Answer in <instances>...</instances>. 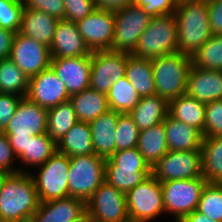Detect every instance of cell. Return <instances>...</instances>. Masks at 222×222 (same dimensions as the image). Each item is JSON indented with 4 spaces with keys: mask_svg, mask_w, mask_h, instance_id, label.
Wrapping results in <instances>:
<instances>
[{
    "mask_svg": "<svg viewBox=\"0 0 222 222\" xmlns=\"http://www.w3.org/2000/svg\"><path fill=\"white\" fill-rule=\"evenodd\" d=\"M39 203L29 171L8 174L0 191V218L3 222L31 218Z\"/></svg>",
    "mask_w": 222,
    "mask_h": 222,
    "instance_id": "6da1fadb",
    "label": "cell"
},
{
    "mask_svg": "<svg viewBox=\"0 0 222 222\" xmlns=\"http://www.w3.org/2000/svg\"><path fill=\"white\" fill-rule=\"evenodd\" d=\"M178 51L192 57L211 38L207 0L176 4Z\"/></svg>",
    "mask_w": 222,
    "mask_h": 222,
    "instance_id": "7a4b0ae2",
    "label": "cell"
},
{
    "mask_svg": "<svg viewBox=\"0 0 222 222\" xmlns=\"http://www.w3.org/2000/svg\"><path fill=\"white\" fill-rule=\"evenodd\" d=\"M156 94L168 103L185 95L192 57L175 52L151 59Z\"/></svg>",
    "mask_w": 222,
    "mask_h": 222,
    "instance_id": "3957f363",
    "label": "cell"
},
{
    "mask_svg": "<svg viewBox=\"0 0 222 222\" xmlns=\"http://www.w3.org/2000/svg\"><path fill=\"white\" fill-rule=\"evenodd\" d=\"M47 109L23 97L3 133L9 138L17 159L26 152L33 136L47 134Z\"/></svg>",
    "mask_w": 222,
    "mask_h": 222,
    "instance_id": "277c9868",
    "label": "cell"
},
{
    "mask_svg": "<svg viewBox=\"0 0 222 222\" xmlns=\"http://www.w3.org/2000/svg\"><path fill=\"white\" fill-rule=\"evenodd\" d=\"M151 175L137 147L116 151L105 160V181L125 194Z\"/></svg>",
    "mask_w": 222,
    "mask_h": 222,
    "instance_id": "5b68a950",
    "label": "cell"
},
{
    "mask_svg": "<svg viewBox=\"0 0 222 222\" xmlns=\"http://www.w3.org/2000/svg\"><path fill=\"white\" fill-rule=\"evenodd\" d=\"M178 52V31L174 13L152 17L132 55L152 59Z\"/></svg>",
    "mask_w": 222,
    "mask_h": 222,
    "instance_id": "8992f818",
    "label": "cell"
},
{
    "mask_svg": "<svg viewBox=\"0 0 222 222\" xmlns=\"http://www.w3.org/2000/svg\"><path fill=\"white\" fill-rule=\"evenodd\" d=\"M105 160L96 154L69 157V196L87 202L105 181Z\"/></svg>",
    "mask_w": 222,
    "mask_h": 222,
    "instance_id": "52a82bcc",
    "label": "cell"
},
{
    "mask_svg": "<svg viewBox=\"0 0 222 222\" xmlns=\"http://www.w3.org/2000/svg\"><path fill=\"white\" fill-rule=\"evenodd\" d=\"M206 183L204 177L161 182L165 214L170 213L179 222L197 210Z\"/></svg>",
    "mask_w": 222,
    "mask_h": 222,
    "instance_id": "ba28073f",
    "label": "cell"
},
{
    "mask_svg": "<svg viewBox=\"0 0 222 222\" xmlns=\"http://www.w3.org/2000/svg\"><path fill=\"white\" fill-rule=\"evenodd\" d=\"M36 176L31 174L40 202L69 196V156L56 151L43 165L38 166Z\"/></svg>",
    "mask_w": 222,
    "mask_h": 222,
    "instance_id": "9c48e42d",
    "label": "cell"
},
{
    "mask_svg": "<svg viewBox=\"0 0 222 222\" xmlns=\"http://www.w3.org/2000/svg\"><path fill=\"white\" fill-rule=\"evenodd\" d=\"M125 196L128 217L135 222H150L165 214L162 185L152 174Z\"/></svg>",
    "mask_w": 222,
    "mask_h": 222,
    "instance_id": "30bf717a",
    "label": "cell"
},
{
    "mask_svg": "<svg viewBox=\"0 0 222 222\" xmlns=\"http://www.w3.org/2000/svg\"><path fill=\"white\" fill-rule=\"evenodd\" d=\"M151 18L134 4L114 10L115 29L110 51L132 54Z\"/></svg>",
    "mask_w": 222,
    "mask_h": 222,
    "instance_id": "8fae6325",
    "label": "cell"
},
{
    "mask_svg": "<svg viewBox=\"0 0 222 222\" xmlns=\"http://www.w3.org/2000/svg\"><path fill=\"white\" fill-rule=\"evenodd\" d=\"M151 174L160 182L203 177L201 150L168 151Z\"/></svg>",
    "mask_w": 222,
    "mask_h": 222,
    "instance_id": "7c38bea8",
    "label": "cell"
},
{
    "mask_svg": "<svg viewBox=\"0 0 222 222\" xmlns=\"http://www.w3.org/2000/svg\"><path fill=\"white\" fill-rule=\"evenodd\" d=\"M86 212L93 222H124L129 219L125 193L106 181L86 202Z\"/></svg>",
    "mask_w": 222,
    "mask_h": 222,
    "instance_id": "4fadbf2b",
    "label": "cell"
},
{
    "mask_svg": "<svg viewBox=\"0 0 222 222\" xmlns=\"http://www.w3.org/2000/svg\"><path fill=\"white\" fill-rule=\"evenodd\" d=\"M129 55L126 52L110 50L93 51L89 88L107 94L111 86L125 76Z\"/></svg>",
    "mask_w": 222,
    "mask_h": 222,
    "instance_id": "5bb4252c",
    "label": "cell"
},
{
    "mask_svg": "<svg viewBox=\"0 0 222 222\" xmlns=\"http://www.w3.org/2000/svg\"><path fill=\"white\" fill-rule=\"evenodd\" d=\"M75 24L91 52L111 49L115 29L114 11L97 8Z\"/></svg>",
    "mask_w": 222,
    "mask_h": 222,
    "instance_id": "9a60e30c",
    "label": "cell"
},
{
    "mask_svg": "<svg viewBox=\"0 0 222 222\" xmlns=\"http://www.w3.org/2000/svg\"><path fill=\"white\" fill-rule=\"evenodd\" d=\"M10 59L29 78L50 67V49L20 32L15 34Z\"/></svg>",
    "mask_w": 222,
    "mask_h": 222,
    "instance_id": "2e32d148",
    "label": "cell"
},
{
    "mask_svg": "<svg viewBox=\"0 0 222 222\" xmlns=\"http://www.w3.org/2000/svg\"><path fill=\"white\" fill-rule=\"evenodd\" d=\"M25 97L48 110L68 101L70 95L65 84L58 78L53 69L49 67L30 78Z\"/></svg>",
    "mask_w": 222,
    "mask_h": 222,
    "instance_id": "e0dca14e",
    "label": "cell"
},
{
    "mask_svg": "<svg viewBox=\"0 0 222 222\" xmlns=\"http://www.w3.org/2000/svg\"><path fill=\"white\" fill-rule=\"evenodd\" d=\"M50 67L65 84L70 96L89 88L91 55L51 58Z\"/></svg>",
    "mask_w": 222,
    "mask_h": 222,
    "instance_id": "ac0fdd59",
    "label": "cell"
},
{
    "mask_svg": "<svg viewBox=\"0 0 222 222\" xmlns=\"http://www.w3.org/2000/svg\"><path fill=\"white\" fill-rule=\"evenodd\" d=\"M51 58H69L91 55L75 22L59 20L49 47Z\"/></svg>",
    "mask_w": 222,
    "mask_h": 222,
    "instance_id": "d6986e66",
    "label": "cell"
},
{
    "mask_svg": "<svg viewBox=\"0 0 222 222\" xmlns=\"http://www.w3.org/2000/svg\"><path fill=\"white\" fill-rule=\"evenodd\" d=\"M186 94L205 104L222 100V70L201 69L192 64Z\"/></svg>",
    "mask_w": 222,
    "mask_h": 222,
    "instance_id": "ffe728a7",
    "label": "cell"
},
{
    "mask_svg": "<svg viewBox=\"0 0 222 222\" xmlns=\"http://www.w3.org/2000/svg\"><path fill=\"white\" fill-rule=\"evenodd\" d=\"M86 212V202L76 197L40 202L31 216L33 222H72Z\"/></svg>",
    "mask_w": 222,
    "mask_h": 222,
    "instance_id": "44dd1931",
    "label": "cell"
},
{
    "mask_svg": "<svg viewBox=\"0 0 222 222\" xmlns=\"http://www.w3.org/2000/svg\"><path fill=\"white\" fill-rule=\"evenodd\" d=\"M119 113L109 110L89 122L92 146L96 155L107 159L115 153V129Z\"/></svg>",
    "mask_w": 222,
    "mask_h": 222,
    "instance_id": "7402d4cb",
    "label": "cell"
},
{
    "mask_svg": "<svg viewBox=\"0 0 222 222\" xmlns=\"http://www.w3.org/2000/svg\"><path fill=\"white\" fill-rule=\"evenodd\" d=\"M168 151L201 150L203 135L193 126L176 120L169 114L164 119Z\"/></svg>",
    "mask_w": 222,
    "mask_h": 222,
    "instance_id": "603a6c76",
    "label": "cell"
},
{
    "mask_svg": "<svg viewBox=\"0 0 222 222\" xmlns=\"http://www.w3.org/2000/svg\"><path fill=\"white\" fill-rule=\"evenodd\" d=\"M58 22L45 12L23 8L19 32L50 47Z\"/></svg>",
    "mask_w": 222,
    "mask_h": 222,
    "instance_id": "cb8c5ba5",
    "label": "cell"
},
{
    "mask_svg": "<svg viewBox=\"0 0 222 222\" xmlns=\"http://www.w3.org/2000/svg\"><path fill=\"white\" fill-rule=\"evenodd\" d=\"M169 103L159 95L142 97L129 115L139 130H144L164 121Z\"/></svg>",
    "mask_w": 222,
    "mask_h": 222,
    "instance_id": "d4e9b609",
    "label": "cell"
},
{
    "mask_svg": "<svg viewBox=\"0 0 222 222\" xmlns=\"http://www.w3.org/2000/svg\"><path fill=\"white\" fill-rule=\"evenodd\" d=\"M78 121L90 122L110 110L107 94L87 88L70 96Z\"/></svg>",
    "mask_w": 222,
    "mask_h": 222,
    "instance_id": "484cf974",
    "label": "cell"
},
{
    "mask_svg": "<svg viewBox=\"0 0 222 222\" xmlns=\"http://www.w3.org/2000/svg\"><path fill=\"white\" fill-rule=\"evenodd\" d=\"M125 76L140 98L156 95L151 59L130 54L127 58Z\"/></svg>",
    "mask_w": 222,
    "mask_h": 222,
    "instance_id": "4316f807",
    "label": "cell"
},
{
    "mask_svg": "<svg viewBox=\"0 0 222 222\" xmlns=\"http://www.w3.org/2000/svg\"><path fill=\"white\" fill-rule=\"evenodd\" d=\"M57 151L69 157L95 154L89 123L77 121L57 143Z\"/></svg>",
    "mask_w": 222,
    "mask_h": 222,
    "instance_id": "83f0119b",
    "label": "cell"
},
{
    "mask_svg": "<svg viewBox=\"0 0 222 222\" xmlns=\"http://www.w3.org/2000/svg\"><path fill=\"white\" fill-rule=\"evenodd\" d=\"M137 148L150 167H153L168 152L164 121L141 130Z\"/></svg>",
    "mask_w": 222,
    "mask_h": 222,
    "instance_id": "f1b7e54d",
    "label": "cell"
},
{
    "mask_svg": "<svg viewBox=\"0 0 222 222\" xmlns=\"http://www.w3.org/2000/svg\"><path fill=\"white\" fill-rule=\"evenodd\" d=\"M168 114L204 133L205 103L187 94L169 102Z\"/></svg>",
    "mask_w": 222,
    "mask_h": 222,
    "instance_id": "f546056e",
    "label": "cell"
},
{
    "mask_svg": "<svg viewBox=\"0 0 222 222\" xmlns=\"http://www.w3.org/2000/svg\"><path fill=\"white\" fill-rule=\"evenodd\" d=\"M202 171L208 183H222V136L202 139Z\"/></svg>",
    "mask_w": 222,
    "mask_h": 222,
    "instance_id": "4dcf8cb0",
    "label": "cell"
},
{
    "mask_svg": "<svg viewBox=\"0 0 222 222\" xmlns=\"http://www.w3.org/2000/svg\"><path fill=\"white\" fill-rule=\"evenodd\" d=\"M78 121L68 100L47 111V135L57 144Z\"/></svg>",
    "mask_w": 222,
    "mask_h": 222,
    "instance_id": "1f68e13d",
    "label": "cell"
},
{
    "mask_svg": "<svg viewBox=\"0 0 222 222\" xmlns=\"http://www.w3.org/2000/svg\"><path fill=\"white\" fill-rule=\"evenodd\" d=\"M30 78L10 59L0 60V93L25 97Z\"/></svg>",
    "mask_w": 222,
    "mask_h": 222,
    "instance_id": "d6a6232c",
    "label": "cell"
},
{
    "mask_svg": "<svg viewBox=\"0 0 222 222\" xmlns=\"http://www.w3.org/2000/svg\"><path fill=\"white\" fill-rule=\"evenodd\" d=\"M107 99L110 110L120 114H129L138 104L140 96L127 77L123 76L111 86Z\"/></svg>",
    "mask_w": 222,
    "mask_h": 222,
    "instance_id": "836d02e7",
    "label": "cell"
},
{
    "mask_svg": "<svg viewBox=\"0 0 222 222\" xmlns=\"http://www.w3.org/2000/svg\"><path fill=\"white\" fill-rule=\"evenodd\" d=\"M56 151L57 144L47 134H40L28 141L26 152L18 160L27 167H37L43 165Z\"/></svg>",
    "mask_w": 222,
    "mask_h": 222,
    "instance_id": "e575fe53",
    "label": "cell"
},
{
    "mask_svg": "<svg viewBox=\"0 0 222 222\" xmlns=\"http://www.w3.org/2000/svg\"><path fill=\"white\" fill-rule=\"evenodd\" d=\"M192 64L201 69L222 70V34L212 35L192 56Z\"/></svg>",
    "mask_w": 222,
    "mask_h": 222,
    "instance_id": "d590c367",
    "label": "cell"
},
{
    "mask_svg": "<svg viewBox=\"0 0 222 222\" xmlns=\"http://www.w3.org/2000/svg\"><path fill=\"white\" fill-rule=\"evenodd\" d=\"M197 211L214 221L222 222V183H206Z\"/></svg>",
    "mask_w": 222,
    "mask_h": 222,
    "instance_id": "8d00e7d4",
    "label": "cell"
},
{
    "mask_svg": "<svg viewBox=\"0 0 222 222\" xmlns=\"http://www.w3.org/2000/svg\"><path fill=\"white\" fill-rule=\"evenodd\" d=\"M115 133V152L137 147L140 130L129 114L119 113Z\"/></svg>",
    "mask_w": 222,
    "mask_h": 222,
    "instance_id": "74e56055",
    "label": "cell"
},
{
    "mask_svg": "<svg viewBox=\"0 0 222 222\" xmlns=\"http://www.w3.org/2000/svg\"><path fill=\"white\" fill-rule=\"evenodd\" d=\"M23 8L22 1L0 0V27L19 32Z\"/></svg>",
    "mask_w": 222,
    "mask_h": 222,
    "instance_id": "f35d334b",
    "label": "cell"
},
{
    "mask_svg": "<svg viewBox=\"0 0 222 222\" xmlns=\"http://www.w3.org/2000/svg\"><path fill=\"white\" fill-rule=\"evenodd\" d=\"M222 136V100L205 104L203 138Z\"/></svg>",
    "mask_w": 222,
    "mask_h": 222,
    "instance_id": "ab89813d",
    "label": "cell"
},
{
    "mask_svg": "<svg viewBox=\"0 0 222 222\" xmlns=\"http://www.w3.org/2000/svg\"><path fill=\"white\" fill-rule=\"evenodd\" d=\"M26 9L45 12L57 20L65 19L63 0H21Z\"/></svg>",
    "mask_w": 222,
    "mask_h": 222,
    "instance_id": "60d3db41",
    "label": "cell"
},
{
    "mask_svg": "<svg viewBox=\"0 0 222 222\" xmlns=\"http://www.w3.org/2000/svg\"><path fill=\"white\" fill-rule=\"evenodd\" d=\"M65 20L77 22L92 13L97 6L93 0H63Z\"/></svg>",
    "mask_w": 222,
    "mask_h": 222,
    "instance_id": "b9f144b4",
    "label": "cell"
},
{
    "mask_svg": "<svg viewBox=\"0 0 222 222\" xmlns=\"http://www.w3.org/2000/svg\"><path fill=\"white\" fill-rule=\"evenodd\" d=\"M133 4L142 7L151 17L173 14L176 10L175 0H133Z\"/></svg>",
    "mask_w": 222,
    "mask_h": 222,
    "instance_id": "7bdbcfd3",
    "label": "cell"
},
{
    "mask_svg": "<svg viewBox=\"0 0 222 222\" xmlns=\"http://www.w3.org/2000/svg\"><path fill=\"white\" fill-rule=\"evenodd\" d=\"M16 158L13 148L10 145L9 138L3 132H0V170L9 174L26 172L24 168H14L13 161L16 160Z\"/></svg>",
    "mask_w": 222,
    "mask_h": 222,
    "instance_id": "ee69618b",
    "label": "cell"
},
{
    "mask_svg": "<svg viewBox=\"0 0 222 222\" xmlns=\"http://www.w3.org/2000/svg\"><path fill=\"white\" fill-rule=\"evenodd\" d=\"M22 98L15 94L0 93V132L8 126Z\"/></svg>",
    "mask_w": 222,
    "mask_h": 222,
    "instance_id": "f6af8a7d",
    "label": "cell"
},
{
    "mask_svg": "<svg viewBox=\"0 0 222 222\" xmlns=\"http://www.w3.org/2000/svg\"><path fill=\"white\" fill-rule=\"evenodd\" d=\"M207 6L212 34H222V0H207Z\"/></svg>",
    "mask_w": 222,
    "mask_h": 222,
    "instance_id": "bcb514c9",
    "label": "cell"
},
{
    "mask_svg": "<svg viewBox=\"0 0 222 222\" xmlns=\"http://www.w3.org/2000/svg\"><path fill=\"white\" fill-rule=\"evenodd\" d=\"M16 32L0 27V60L10 58Z\"/></svg>",
    "mask_w": 222,
    "mask_h": 222,
    "instance_id": "7dc6e473",
    "label": "cell"
},
{
    "mask_svg": "<svg viewBox=\"0 0 222 222\" xmlns=\"http://www.w3.org/2000/svg\"><path fill=\"white\" fill-rule=\"evenodd\" d=\"M97 8L117 10L133 4V0H93Z\"/></svg>",
    "mask_w": 222,
    "mask_h": 222,
    "instance_id": "c3c4849f",
    "label": "cell"
},
{
    "mask_svg": "<svg viewBox=\"0 0 222 222\" xmlns=\"http://www.w3.org/2000/svg\"><path fill=\"white\" fill-rule=\"evenodd\" d=\"M179 222H217L209 217L205 216L204 214L195 210L191 214L184 216Z\"/></svg>",
    "mask_w": 222,
    "mask_h": 222,
    "instance_id": "681fc988",
    "label": "cell"
},
{
    "mask_svg": "<svg viewBox=\"0 0 222 222\" xmlns=\"http://www.w3.org/2000/svg\"><path fill=\"white\" fill-rule=\"evenodd\" d=\"M72 222H93V221L90 219L89 214L85 212L81 217Z\"/></svg>",
    "mask_w": 222,
    "mask_h": 222,
    "instance_id": "f907efd6",
    "label": "cell"
},
{
    "mask_svg": "<svg viewBox=\"0 0 222 222\" xmlns=\"http://www.w3.org/2000/svg\"><path fill=\"white\" fill-rule=\"evenodd\" d=\"M8 174L9 173H7V172H5L3 170H0V191H1L2 187H3V184H4L5 179L8 176Z\"/></svg>",
    "mask_w": 222,
    "mask_h": 222,
    "instance_id": "816d5d0a",
    "label": "cell"
},
{
    "mask_svg": "<svg viewBox=\"0 0 222 222\" xmlns=\"http://www.w3.org/2000/svg\"><path fill=\"white\" fill-rule=\"evenodd\" d=\"M12 222H33L31 218L20 220V221H12Z\"/></svg>",
    "mask_w": 222,
    "mask_h": 222,
    "instance_id": "f5cc1de1",
    "label": "cell"
},
{
    "mask_svg": "<svg viewBox=\"0 0 222 222\" xmlns=\"http://www.w3.org/2000/svg\"><path fill=\"white\" fill-rule=\"evenodd\" d=\"M177 4L185 2V1H199V0H175Z\"/></svg>",
    "mask_w": 222,
    "mask_h": 222,
    "instance_id": "db71d44e",
    "label": "cell"
},
{
    "mask_svg": "<svg viewBox=\"0 0 222 222\" xmlns=\"http://www.w3.org/2000/svg\"><path fill=\"white\" fill-rule=\"evenodd\" d=\"M124 222H135V221L128 219L127 221H124Z\"/></svg>",
    "mask_w": 222,
    "mask_h": 222,
    "instance_id": "11a10c76",
    "label": "cell"
}]
</instances>
